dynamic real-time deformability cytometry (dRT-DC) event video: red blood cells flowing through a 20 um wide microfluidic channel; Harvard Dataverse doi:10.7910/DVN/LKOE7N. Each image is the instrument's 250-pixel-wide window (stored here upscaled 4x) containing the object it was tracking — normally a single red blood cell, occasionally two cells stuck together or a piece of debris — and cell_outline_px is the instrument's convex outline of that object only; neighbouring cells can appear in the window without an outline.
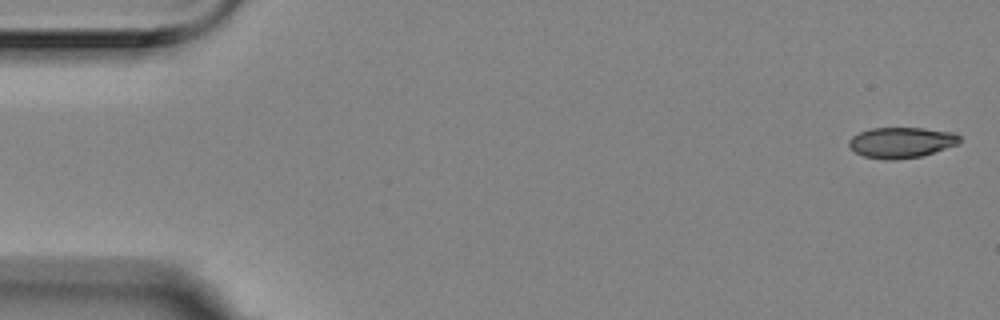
{"species": "Egyptian fruit bat (a non-hibernating species)", "species_latin": "Rousettus aegyptiacus", "temperature_condition": "room temperature", "stored_images_in_passage": 5, "camera_frame_rate_fps": 3000, "um_per_image_px": 0.085, "animal": {"sex": "female"}, "frame": {"image": 1, "passage_image": 1, "time_ms": 0.0, "image_size_px": [1000, 320], "cell_outline_px": [[960, 140], [956, 144], [920, 156], [892, 160], [884, 160], [864, 156], [856, 152], [848, 144], [848, 140], [852, 136], [860, 132], [872, 128], [924, 128], [956, 132], [960, 136]], "centroid_in_image_um": [76.6, 12.1], "position_along_channel_um": 8.4, "area_um2": 19.59}}